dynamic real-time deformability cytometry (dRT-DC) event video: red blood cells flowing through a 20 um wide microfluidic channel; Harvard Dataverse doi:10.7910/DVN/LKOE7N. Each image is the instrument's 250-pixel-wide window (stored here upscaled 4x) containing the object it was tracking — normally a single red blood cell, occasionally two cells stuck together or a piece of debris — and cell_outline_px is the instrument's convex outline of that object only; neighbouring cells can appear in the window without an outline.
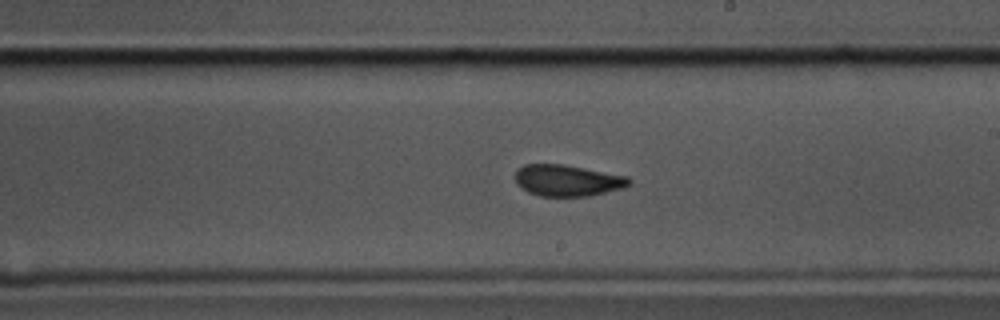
{"species": "common noctule bat (a hibernating species)", "species_latin": "Nyctalus noctula", "temperature_condition": "cold", "stored_images_in_passage": 49, "camera_frame_rate_fps": 3000, "um_per_image_px": 0.085, "animal": {"sex": "male", "body_mass_g": 17.5, "forearm_length_mm": 52.3}, "frame": {"image": 1, "passage_image": 24, "time_ms": 7.667, "image_size_px": [1000, 320], "cell_outline_px": [[632, 184], [624, 188], [588, 196], [540, 196], [528, 192], [520, 188], [516, 184], [516, 168], [524, 164], [564, 164], [628, 176], [632, 180]], "centroid_in_image_um": [48.24, 15.33], "position_along_channel_um": 240.8, "area_um2": 21.1}}
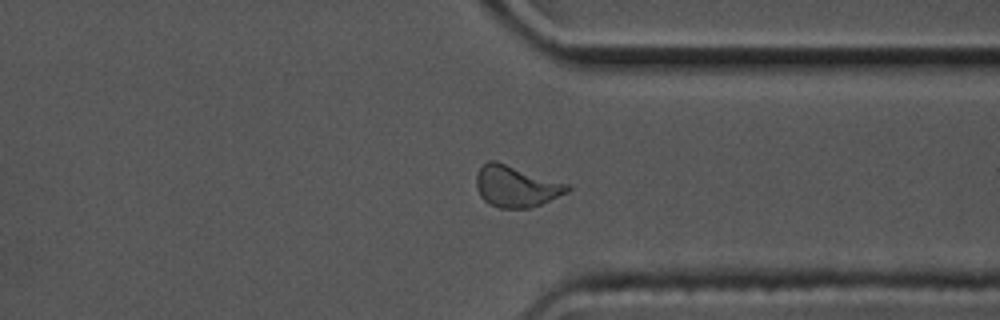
{"frame": {"image": 2, "passage_image": 35, "time_ms": 11.333, "image_size_px": [1000, 320], "cell_outline_px": [[572, 188], [568, 192], [540, 204], [528, 208], [500, 208], [488, 204], [480, 196], [476, 188], [476, 176], [480, 168], [488, 160], [496, 160], [568, 184]], "centroid_in_image_um": [43.84, 15.83], "position_along_channel_um": 367.6, "area_um2": 21.91}}
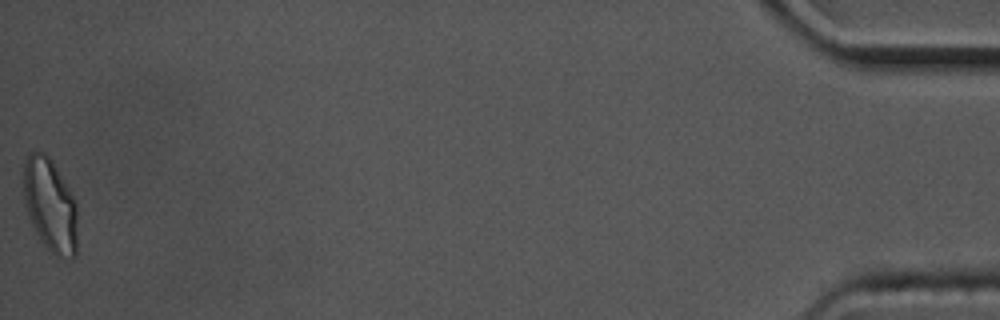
{"frame": {"image": 3, "passage_image": 49, "time_ms": 16.0, "image_size_px": [1000, 320], "cell_outline_px": [[76, 256], [56, 256], [40, 240], [28, 216], [24, 200], [24, 160], [28, 152], [44, 152], [52, 160], [64, 180], [76, 204]], "centroid_in_image_um": [4.24, 17.4], "position_along_channel_um": 431.0, "area_um2": 28.96}, "authors_computed_cell_mechanics": {"area_um2": 21.4438, "velocity_mm_per_s": 3.4628, "shape_relaxation_time_tau1_ms": 9.6916, "shape_relaxation_time_tau2_ms": 1.7064, "deformation_change_tau1": 0.1756, "deformation_change_tau2": 0.0712}}